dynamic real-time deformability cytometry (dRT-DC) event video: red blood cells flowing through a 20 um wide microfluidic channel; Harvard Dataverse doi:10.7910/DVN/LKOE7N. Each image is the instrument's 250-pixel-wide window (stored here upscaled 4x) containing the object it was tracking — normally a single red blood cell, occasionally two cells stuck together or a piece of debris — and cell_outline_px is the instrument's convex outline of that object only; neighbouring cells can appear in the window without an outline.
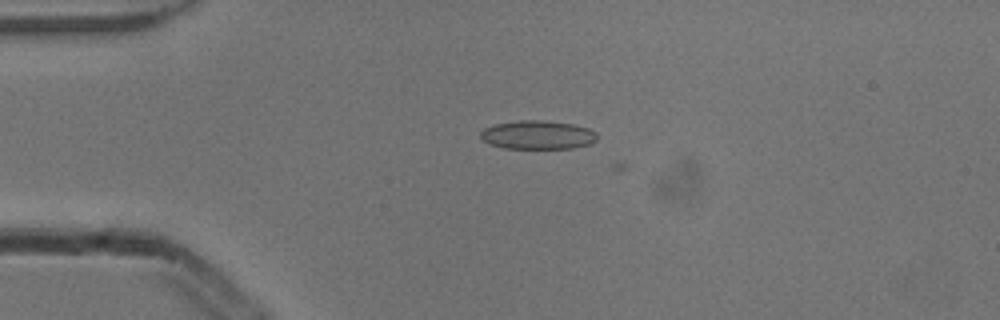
{"species": "common noctule bat (a hibernating species)", "species_latin": "Nyctalus noctula", "temperature_condition": "cold", "stored_images_in_passage": 6, "camera_frame_rate_fps": 3000, "um_per_image_px": 0.085, "animal": {"sex": "male", "body_mass_g": 13.3}, "frame": {"image": 1, "passage_image": 4, "time_ms": 1.0, "image_size_px": [1000, 320], "cell_outline_px": [[596, 140], [592, 144], [572, 148], [504, 148], [488, 144], [480, 136], [480, 132], [484, 128], [496, 124], [520, 120], [544, 120], [572, 124], [588, 128], [596, 132]], "centroid_in_image_um": [45.71, 11.47], "position_along_channel_um": 39.3, "area_um2": 19.48}}